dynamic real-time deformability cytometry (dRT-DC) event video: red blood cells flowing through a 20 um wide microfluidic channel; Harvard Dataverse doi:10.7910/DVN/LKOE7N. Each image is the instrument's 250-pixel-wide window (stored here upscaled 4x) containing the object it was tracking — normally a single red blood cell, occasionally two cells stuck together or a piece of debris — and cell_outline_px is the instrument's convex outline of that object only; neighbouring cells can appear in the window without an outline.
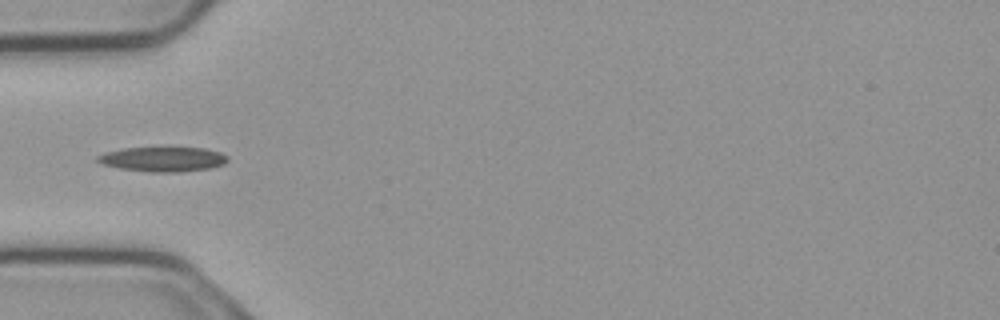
{"species": "common noctule bat (a hibernating species)", "species_latin": "Nyctalus noctula", "temperature_condition": "cold", "stored_images_in_passage": 5, "camera_frame_rate_fps": 3000, "um_per_image_px": 0.085, "animal": {"sex": "male", "body_mass_g": 23.1, "forearm_length_mm": 52.7}, "frame": {"image": 1, "passage_image": 5, "time_ms": 1.333, "image_size_px": [1000, 320], "cell_outline_px": [[228, 160], [224, 164], [208, 168], [180, 172], [152, 172], [120, 168], [104, 164], [96, 160], [96, 156], [104, 152], [124, 148], [204, 148], [220, 152], [228, 156]], "centroid_in_image_um": [13.85, 13.53], "position_along_channel_um": 71.2, "area_um2": 18.55}}